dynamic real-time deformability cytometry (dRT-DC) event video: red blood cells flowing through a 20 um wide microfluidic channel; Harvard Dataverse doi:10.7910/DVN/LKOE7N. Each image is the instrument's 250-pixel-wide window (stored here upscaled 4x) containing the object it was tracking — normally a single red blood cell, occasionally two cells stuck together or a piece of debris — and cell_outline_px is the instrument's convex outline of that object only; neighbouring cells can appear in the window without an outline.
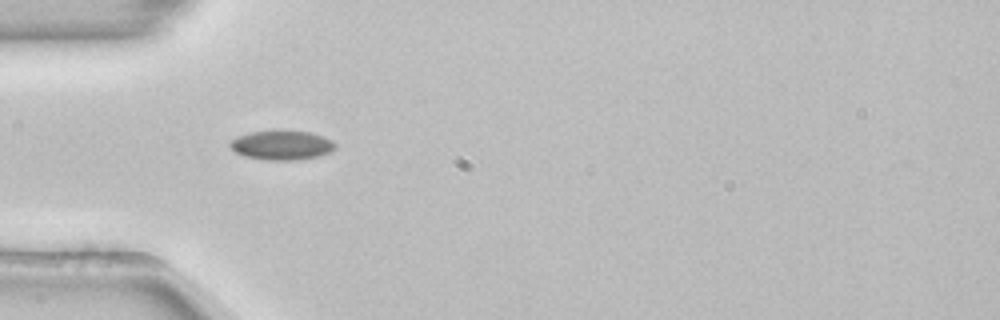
{"species": "common noctule bat (a hibernating species)", "species_latin": "Nyctalus noctula", "temperature_condition": "room temperature", "stored_images_in_passage": 38, "camera_frame_rate_fps": 3000, "um_per_image_px": 0.085, "animal": {"sex": "female", "body_mass_g": 22.7, "forearm_length_mm": 54.2}, "frame": {"image": 1, "passage_image": 1, "time_ms": 0.0, "image_size_px": [1000, 320], "cell_outline_px": [[336, 148], [332, 152], [320, 156], [296, 160], [264, 160], [244, 156], [236, 152], [228, 144], [236, 136], [252, 132], [312, 132], [324, 136], [332, 140], [336, 144]], "centroid_in_image_um": [23.99, 12.36], "position_along_channel_um": 61.0, "area_um2": 17.86}}
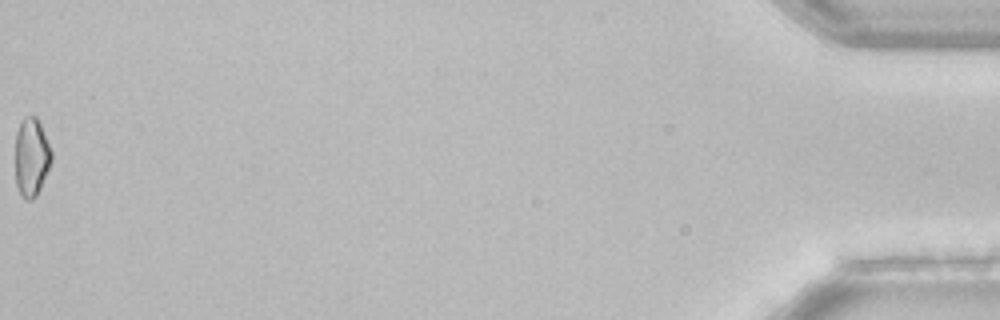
{"frame": {"image": 2, "passage_image": 38, "time_ms": 12.333, "image_size_px": [1000, 320], "cell_outline_px": [[52, 160], [40, 188], [36, 196], [32, 200], [24, 200], [16, 184], [16, 132], [20, 120], [24, 116], [36, 116], [40, 124], [52, 152]], "centroid_in_image_um": [2.66, 13.34], "position_along_channel_um": 432.5, "area_um2": 16.47}}